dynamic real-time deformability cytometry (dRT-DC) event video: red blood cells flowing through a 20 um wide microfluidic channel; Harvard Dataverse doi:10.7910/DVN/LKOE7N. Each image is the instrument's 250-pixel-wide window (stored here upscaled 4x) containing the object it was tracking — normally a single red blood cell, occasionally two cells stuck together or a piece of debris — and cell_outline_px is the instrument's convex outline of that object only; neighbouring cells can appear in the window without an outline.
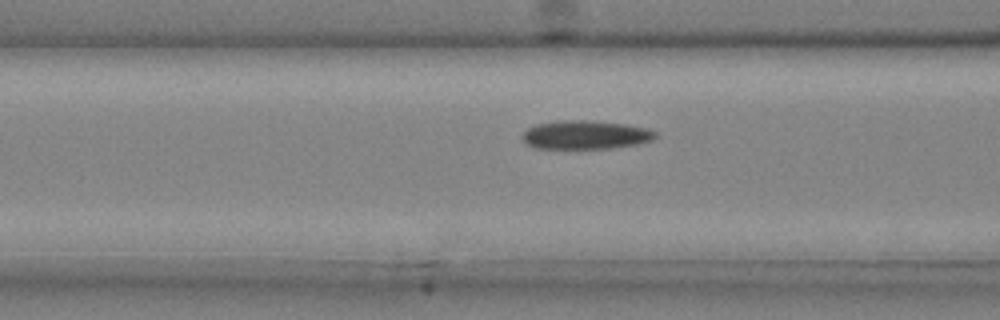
{"species": "common noctule bat (a hibernating species)", "species_latin": "Nyctalus noctula", "temperature_condition": "cold", "stored_images_in_passage": 25, "camera_frame_rate_fps": 3000, "um_per_image_px": 0.085, "animal": {"sex": "male", "body_mass_g": 20.4}, "frame": {"image": 1, "passage_image": 4, "time_ms": 1.0, "image_size_px": [1000, 320], "cell_outline_px": [[656, 136], [652, 140], [636, 144], [612, 148], [532, 148], [524, 140], [524, 132], [528, 128], [536, 124], [556, 120], [584, 120], [624, 124], [648, 128], [656, 132]], "centroid_in_image_um": [49.76, 11.45], "position_along_channel_um": 116.8, "area_um2": 22.02}}
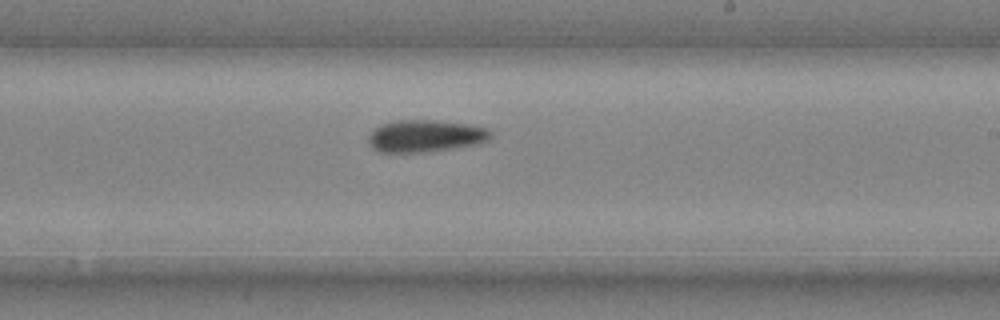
{"frame": {"image": 2, "passage_image": 13, "time_ms": 4.0, "image_size_px": [1000, 320], "cell_outline_px": [[492, 136], [488, 140], [480, 144], [424, 152], [380, 152], [372, 148], [368, 144], [368, 136], [380, 124], [392, 120], [436, 120], [468, 124], [488, 128], [492, 132]], "centroid_in_image_um": [36.17, 11.55], "position_along_channel_um": 252.8, "area_um2": 23.12}}
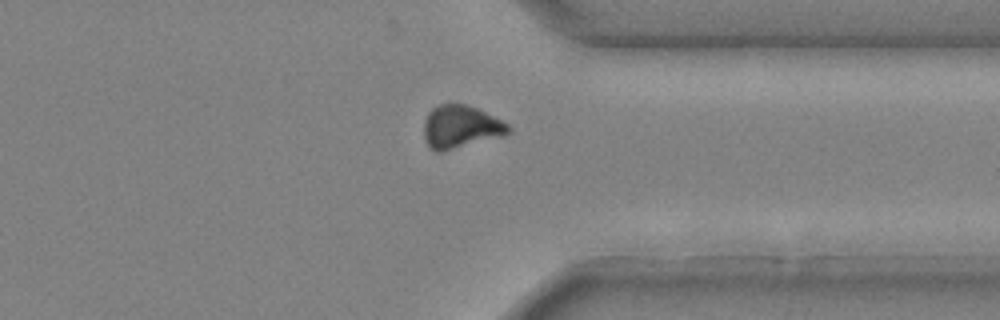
{"frame": {"image": 3, "passage_image": 21, "time_ms": 6.667, "image_size_px": [1000, 320], "cell_outline_px": [[512, 132], [504, 136], [444, 152], [436, 152], [428, 148], [424, 136], [424, 120], [428, 112], [432, 108], [440, 104], [464, 104], [476, 108], [508, 124], [512, 128]], "centroid_in_image_um": [39.15, 10.82], "position_along_channel_um": 372.3, "area_um2": 21.39}}